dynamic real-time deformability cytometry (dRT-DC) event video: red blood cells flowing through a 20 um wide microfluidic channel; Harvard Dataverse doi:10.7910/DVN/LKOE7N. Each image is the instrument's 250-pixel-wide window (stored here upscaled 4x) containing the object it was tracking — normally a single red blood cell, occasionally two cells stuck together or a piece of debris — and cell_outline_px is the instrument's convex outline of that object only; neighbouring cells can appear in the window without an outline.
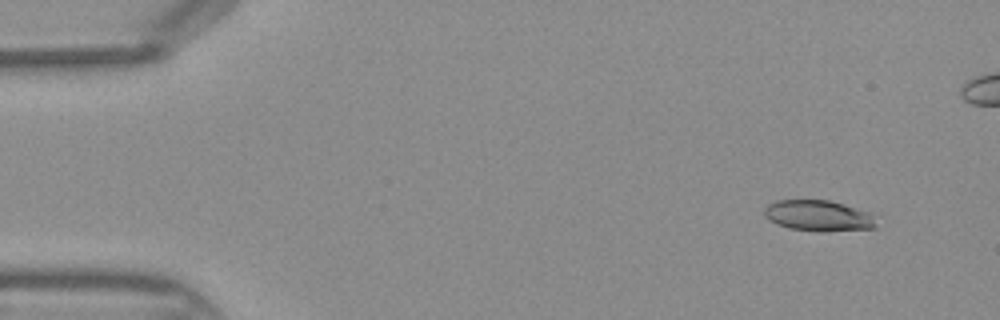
{"species": "Egyptian fruit bat (a non-hibernating species)", "species_latin": "Rousettus aegyptiacus", "temperature_condition": "warm", "stored_images_in_passage": 46, "camera_frame_rate_fps": 3000, "um_per_image_px": 0.085, "frame": {"image": 1, "passage_image": 4, "time_ms": 1.0, "image_size_px": [1000, 320], "cell_outline_px": [[876, 228], [824, 232], [816, 232], [788, 228], [776, 224], [768, 220], [764, 216], [764, 208], [768, 204], [776, 200], [828, 200], [844, 204], [868, 212], [872, 216], [876, 224]], "centroid_in_image_um": [69.52, 18.35], "position_along_channel_um": 15.5, "area_um2": 20.35}}
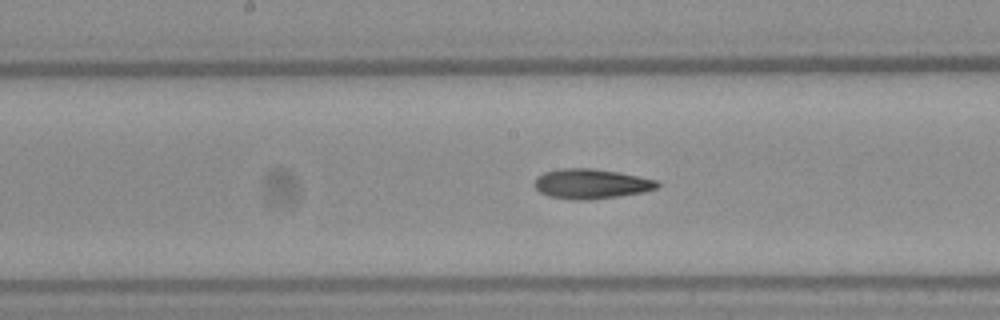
{"frame": {"image": 2, "passage_image": 23, "time_ms": 7.333, "image_size_px": [1000, 320], "cell_outline_px": [[660, 184], [656, 188], [644, 192], [620, 196], [588, 200], [572, 200], [548, 196], [540, 192], [532, 184], [536, 176], [544, 172], [560, 168], [592, 168], [616, 172], [660, 180]], "centroid_in_image_um": [50.22, 15.63], "position_along_channel_um": 198.0, "area_um2": 21.62}}
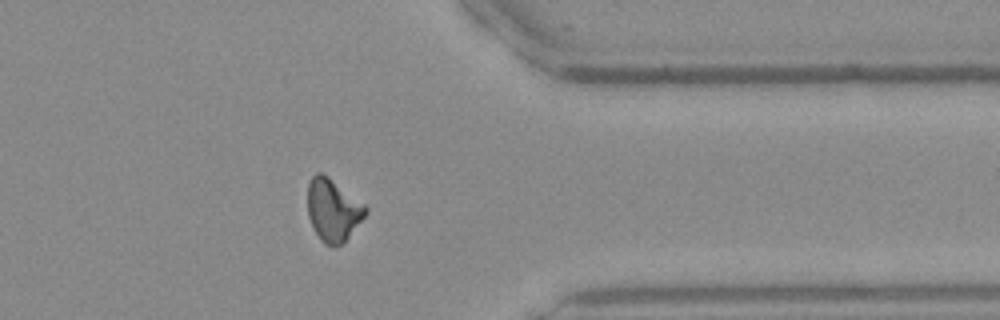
{"frame": {"image": 3, "passage_image": 36, "time_ms": 11.667, "image_size_px": [1000, 320], "cell_outline_px": [[368, 212], [348, 236], [340, 244], [332, 248], [324, 244], [320, 240], [308, 216], [308, 184], [312, 176], [316, 172], [320, 172], [328, 176], [364, 204], [368, 208]], "centroid_in_image_um": [28.29, 17.84], "position_along_channel_um": 383.1, "area_um2": 20.81}}